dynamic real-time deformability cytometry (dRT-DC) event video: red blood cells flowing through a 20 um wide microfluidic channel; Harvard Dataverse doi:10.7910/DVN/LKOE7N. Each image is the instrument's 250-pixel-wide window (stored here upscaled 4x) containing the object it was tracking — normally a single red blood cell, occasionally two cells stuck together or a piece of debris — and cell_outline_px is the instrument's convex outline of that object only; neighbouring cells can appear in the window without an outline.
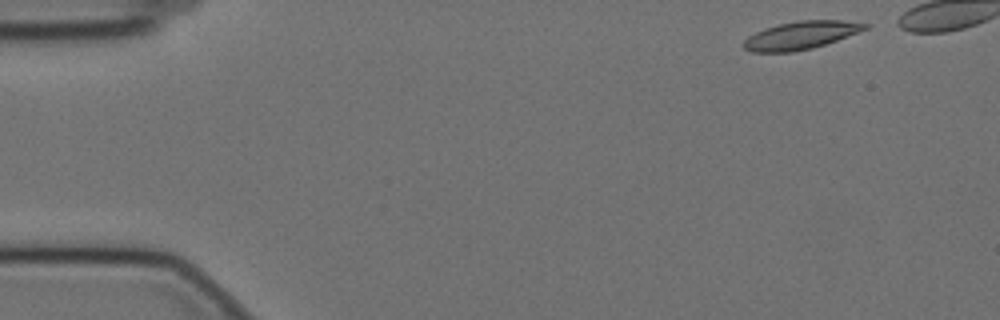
{"species": "Egyptian fruit bat (a non-hibernating species)", "species_latin": "Rousettus aegyptiacus", "temperature_condition": "cold", "stored_images_in_passage": 44, "camera_frame_rate_fps": 3000, "um_per_image_px": 0.085, "animal": {"sex": "female"}, "frame": {"image": 1, "passage_image": 1, "time_ms": 0.0, "image_size_px": [1000, 320], "cell_outline_px": [[872, 24], [868, 28], [836, 40], [812, 48], [792, 52], [752, 52], [744, 48], [744, 40], [748, 36], [764, 28], [780, 24], [800, 20], [840, 20]], "centroid_in_image_um": [68.06, 2.99], "position_along_channel_um": 16.9, "area_um2": 19.54}}
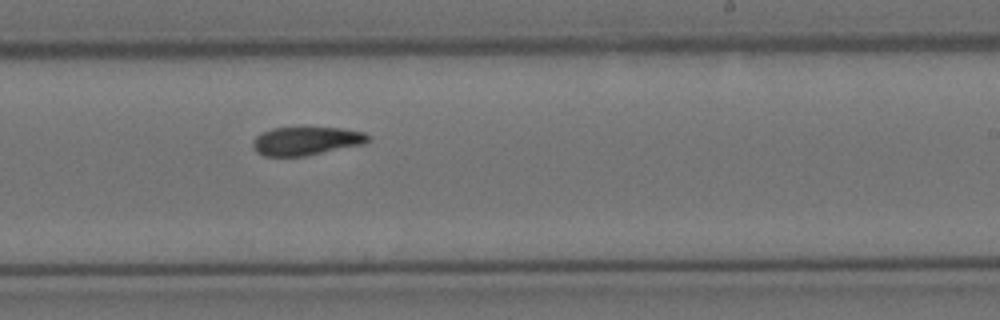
{"frame": {"image": 2, "passage_image": 31, "time_ms": 10.0, "image_size_px": [1000, 320], "cell_outline_px": [[372, 136], [364, 144], [304, 156], [264, 156], [256, 152], [252, 148], [252, 144], [256, 136], [272, 128], [304, 124], [340, 128], [364, 132]], "centroid_in_image_um": [26.02, 11.93], "position_along_channel_um": 263.0, "area_um2": 19.94}}
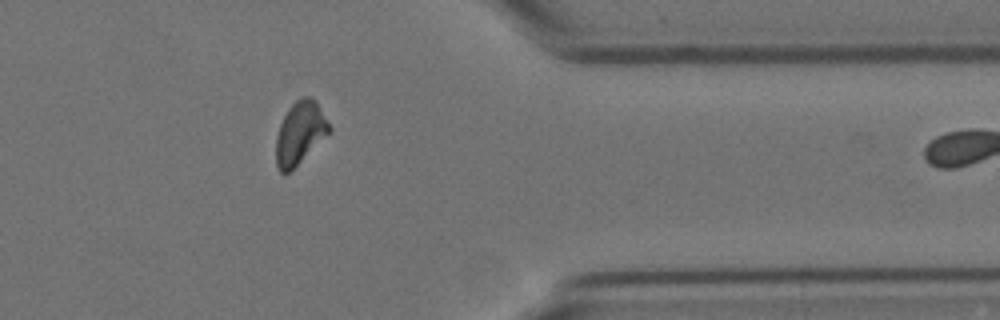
{"frame": {"image": 3, "passage_image": 43, "time_ms": 14.0, "image_size_px": [1000, 320], "cell_outline_px": [[332, 132], [288, 172], [280, 172], [276, 164], [276, 136], [280, 124], [288, 108], [300, 96], [308, 96], [316, 100], [332, 128]], "centroid_in_image_um": [25.52, 11.26], "position_along_channel_um": 385.9, "area_um2": 19.42}}